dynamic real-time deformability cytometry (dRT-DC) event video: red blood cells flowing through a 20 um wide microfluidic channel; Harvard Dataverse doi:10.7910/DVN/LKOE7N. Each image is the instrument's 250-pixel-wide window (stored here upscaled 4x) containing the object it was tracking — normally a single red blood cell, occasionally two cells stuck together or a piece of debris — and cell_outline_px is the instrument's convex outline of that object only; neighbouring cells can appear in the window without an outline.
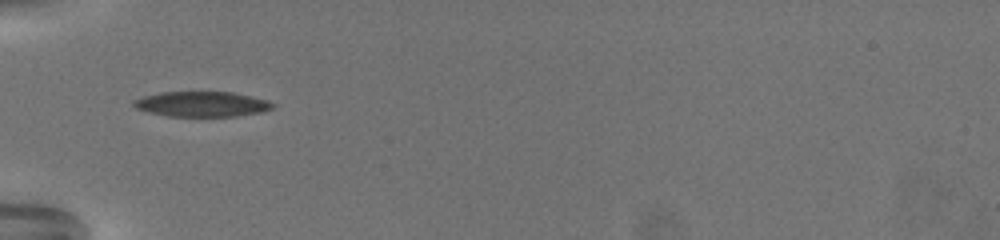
{"species": "common noctule bat (a hibernating species)", "species_latin": "Nyctalus noctula", "temperature_condition": "warm", "stored_images_in_passage": 6, "camera_frame_rate_fps": 3000, "um_per_image_px": 0.085, "animal": {"sex": "female", "body_mass_g": 19.5, "forearm_length_mm": 54.1}, "frame": {"image": 1, "passage_image": 1, "time_ms": 0.0, "image_size_px": [1000, 240], "cell_outline_px": [[276, 104], [272, 108], [260, 112], [236, 116], [168, 116], [148, 112], [136, 108], [132, 104], [132, 100], [144, 96], [160, 92], [232, 92], [268, 100]], "centroid_in_image_um": [17.14, 8.84], "position_along_channel_um": 67.9, "area_um2": 20.35}}
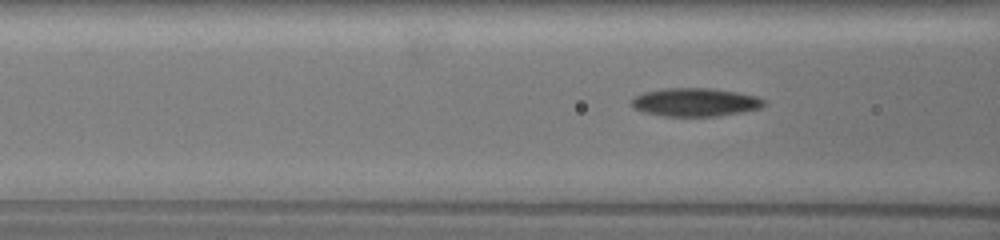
{"frame": {"image": 2, "passage_image": 5, "time_ms": 1.333, "image_size_px": [1000, 240], "cell_outline_px": [[768, 104], [760, 108], [744, 112], [720, 116], [664, 116], [644, 112], [632, 108], [632, 100], [636, 96], [644, 92], [664, 88], [708, 88], [736, 92], [756, 96], [764, 100]], "centroid_in_image_um": [59.12, 8.69], "position_along_channel_um": 107.5, "area_um2": 21.91}}